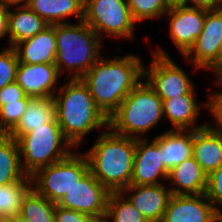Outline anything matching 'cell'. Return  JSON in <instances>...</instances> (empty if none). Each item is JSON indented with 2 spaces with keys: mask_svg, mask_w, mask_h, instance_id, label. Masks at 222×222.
Segmentation results:
<instances>
[{
  "mask_svg": "<svg viewBox=\"0 0 222 222\" xmlns=\"http://www.w3.org/2000/svg\"><path fill=\"white\" fill-rule=\"evenodd\" d=\"M0 4L9 8L25 6L27 4V0H0Z\"/></svg>",
  "mask_w": 222,
  "mask_h": 222,
  "instance_id": "cell-38",
  "label": "cell"
},
{
  "mask_svg": "<svg viewBox=\"0 0 222 222\" xmlns=\"http://www.w3.org/2000/svg\"><path fill=\"white\" fill-rule=\"evenodd\" d=\"M10 222H29L28 219L24 218L21 215H17L16 217H14Z\"/></svg>",
  "mask_w": 222,
  "mask_h": 222,
  "instance_id": "cell-41",
  "label": "cell"
},
{
  "mask_svg": "<svg viewBox=\"0 0 222 222\" xmlns=\"http://www.w3.org/2000/svg\"><path fill=\"white\" fill-rule=\"evenodd\" d=\"M30 98L7 103L0 107V134H8L21 119Z\"/></svg>",
  "mask_w": 222,
  "mask_h": 222,
  "instance_id": "cell-30",
  "label": "cell"
},
{
  "mask_svg": "<svg viewBox=\"0 0 222 222\" xmlns=\"http://www.w3.org/2000/svg\"><path fill=\"white\" fill-rule=\"evenodd\" d=\"M165 184L132 185L121 193L144 216L148 222H161L170 197L171 190Z\"/></svg>",
  "mask_w": 222,
  "mask_h": 222,
  "instance_id": "cell-15",
  "label": "cell"
},
{
  "mask_svg": "<svg viewBox=\"0 0 222 222\" xmlns=\"http://www.w3.org/2000/svg\"><path fill=\"white\" fill-rule=\"evenodd\" d=\"M93 222H107L105 219H95Z\"/></svg>",
  "mask_w": 222,
  "mask_h": 222,
  "instance_id": "cell-43",
  "label": "cell"
},
{
  "mask_svg": "<svg viewBox=\"0 0 222 222\" xmlns=\"http://www.w3.org/2000/svg\"><path fill=\"white\" fill-rule=\"evenodd\" d=\"M61 78L55 64L19 62L15 81L29 97H53L60 88Z\"/></svg>",
  "mask_w": 222,
  "mask_h": 222,
  "instance_id": "cell-14",
  "label": "cell"
},
{
  "mask_svg": "<svg viewBox=\"0 0 222 222\" xmlns=\"http://www.w3.org/2000/svg\"><path fill=\"white\" fill-rule=\"evenodd\" d=\"M187 0H167L170 7L178 5H186Z\"/></svg>",
  "mask_w": 222,
  "mask_h": 222,
  "instance_id": "cell-40",
  "label": "cell"
},
{
  "mask_svg": "<svg viewBox=\"0 0 222 222\" xmlns=\"http://www.w3.org/2000/svg\"><path fill=\"white\" fill-rule=\"evenodd\" d=\"M32 189L29 176L19 182L0 185V222H10L21 214L24 199Z\"/></svg>",
  "mask_w": 222,
  "mask_h": 222,
  "instance_id": "cell-25",
  "label": "cell"
},
{
  "mask_svg": "<svg viewBox=\"0 0 222 222\" xmlns=\"http://www.w3.org/2000/svg\"><path fill=\"white\" fill-rule=\"evenodd\" d=\"M219 12H220V14L222 15V2L220 3V5L218 6V9H217Z\"/></svg>",
  "mask_w": 222,
  "mask_h": 222,
  "instance_id": "cell-42",
  "label": "cell"
},
{
  "mask_svg": "<svg viewBox=\"0 0 222 222\" xmlns=\"http://www.w3.org/2000/svg\"><path fill=\"white\" fill-rule=\"evenodd\" d=\"M205 195L219 216H222V165L207 176Z\"/></svg>",
  "mask_w": 222,
  "mask_h": 222,
  "instance_id": "cell-33",
  "label": "cell"
},
{
  "mask_svg": "<svg viewBox=\"0 0 222 222\" xmlns=\"http://www.w3.org/2000/svg\"><path fill=\"white\" fill-rule=\"evenodd\" d=\"M197 95L184 94L162 99L163 117L172 126L169 129L196 130L206 125V122L198 124L202 107L206 109V102L199 103Z\"/></svg>",
  "mask_w": 222,
  "mask_h": 222,
  "instance_id": "cell-17",
  "label": "cell"
},
{
  "mask_svg": "<svg viewBox=\"0 0 222 222\" xmlns=\"http://www.w3.org/2000/svg\"><path fill=\"white\" fill-rule=\"evenodd\" d=\"M26 5L49 25L71 23L72 16L77 22L84 18V0H27Z\"/></svg>",
  "mask_w": 222,
  "mask_h": 222,
  "instance_id": "cell-21",
  "label": "cell"
},
{
  "mask_svg": "<svg viewBox=\"0 0 222 222\" xmlns=\"http://www.w3.org/2000/svg\"><path fill=\"white\" fill-rule=\"evenodd\" d=\"M19 61L13 47L0 50V89L15 82Z\"/></svg>",
  "mask_w": 222,
  "mask_h": 222,
  "instance_id": "cell-31",
  "label": "cell"
},
{
  "mask_svg": "<svg viewBox=\"0 0 222 222\" xmlns=\"http://www.w3.org/2000/svg\"><path fill=\"white\" fill-rule=\"evenodd\" d=\"M56 203L40 195L34 188L26 195L21 216L29 222H54Z\"/></svg>",
  "mask_w": 222,
  "mask_h": 222,
  "instance_id": "cell-28",
  "label": "cell"
},
{
  "mask_svg": "<svg viewBox=\"0 0 222 222\" xmlns=\"http://www.w3.org/2000/svg\"><path fill=\"white\" fill-rule=\"evenodd\" d=\"M9 11V7L0 4V40L8 38Z\"/></svg>",
  "mask_w": 222,
  "mask_h": 222,
  "instance_id": "cell-37",
  "label": "cell"
},
{
  "mask_svg": "<svg viewBox=\"0 0 222 222\" xmlns=\"http://www.w3.org/2000/svg\"><path fill=\"white\" fill-rule=\"evenodd\" d=\"M83 21L103 41L112 37L131 42L136 39L137 23L131 16L128 0H84Z\"/></svg>",
  "mask_w": 222,
  "mask_h": 222,
  "instance_id": "cell-7",
  "label": "cell"
},
{
  "mask_svg": "<svg viewBox=\"0 0 222 222\" xmlns=\"http://www.w3.org/2000/svg\"><path fill=\"white\" fill-rule=\"evenodd\" d=\"M207 12L204 9L178 5L170 7L165 13L164 18L168 22L169 39H172L171 41L180 52V56L183 57L190 50L201 34Z\"/></svg>",
  "mask_w": 222,
  "mask_h": 222,
  "instance_id": "cell-12",
  "label": "cell"
},
{
  "mask_svg": "<svg viewBox=\"0 0 222 222\" xmlns=\"http://www.w3.org/2000/svg\"><path fill=\"white\" fill-rule=\"evenodd\" d=\"M212 75H215L214 79L217 82H222V63L221 65L212 73Z\"/></svg>",
  "mask_w": 222,
  "mask_h": 222,
  "instance_id": "cell-39",
  "label": "cell"
},
{
  "mask_svg": "<svg viewBox=\"0 0 222 222\" xmlns=\"http://www.w3.org/2000/svg\"><path fill=\"white\" fill-rule=\"evenodd\" d=\"M107 222H148L121 192H111L104 218Z\"/></svg>",
  "mask_w": 222,
  "mask_h": 222,
  "instance_id": "cell-27",
  "label": "cell"
},
{
  "mask_svg": "<svg viewBox=\"0 0 222 222\" xmlns=\"http://www.w3.org/2000/svg\"><path fill=\"white\" fill-rule=\"evenodd\" d=\"M151 140V141H150ZM161 138L136 139V151L130 184L156 185L167 181L169 171L161 161Z\"/></svg>",
  "mask_w": 222,
  "mask_h": 222,
  "instance_id": "cell-13",
  "label": "cell"
},
{
  "mask_svg": "<svg viewBox=\"0 0 222 222\" xmlns=\"http://www.w3.org/2000/svg\"><path fill=\"white\" fill-rule=\"evenodd\" d=\"M53 97L57 122L75 149L82 147L89 133L108 127V118L97 107L81 78H68Z\"/></svg>",
  "mask_w": 222,
  "mask_h": 222,
  "instance_id": "cell-2",
  "label": "cell"
},
{
  "mask_svg": "<svg viewBox=\"0 0 222 222\" xmlns=\"http://www.w3.org/2000/svg\"><path fill=\"white\" fill-rule=\"evenodd\" d=\"M163 118L161 97L142 79L108 118V127L119 135L147 138Z\"/></svg>",
  "mask_w": 222,
  "mask_h": 222,
  "instance_id": "cell-5",
  "label": "cell"
},
{
  "mask_svg": "<svg viewBox=\"0 0 222 222\" xmlns=\"http://www.w3.org/2000/svg\"><path fill=\"white\" fill-rule=\"evenodd\" d=\"M18 61L27 64H55L56 36L55 24L47 26L35 36L17 43L13 47Z\"/></svg>",
  "mask_w": 222,
  "mask_h": 222,
  "instance_id": "cell-18",
  "label": "cell"
},
{
  "mask_svg": "<svg viewBox=\"0 0 222 222\" xmlns=\"http://www.w3.org/2000/svg\"><path fill=\"white\" fill-rule=\"evenodd\" d=\"M16 141L22 170L29 177L39 169L63 160L75 149L64 137L56 117Z\"/></svg>",
  "mask_w": 222,
  "mask_h": 222,
  "instance_id": "cell-6",
  "label": "cell"
},
{
  "mask_svg": "<svg viewBox=\"0 0 222 222\" xmlns=\"http://www.w3.org/2000/svg\"><path fill=\"white\" fill-rule=\"evenodd\" d=\"M193 157L208 176L222 165V134L207 125L193 130Z\"/></svg>",
  "mask_w": 222,
  "mask_h": 222,
  "instance_id": "cell-20",
  "label": "cell"
},
{
  "mask_svg": "<svg viewBox=\"0 0 222 222\" xmlns=\"http://www.w3.org/2000/svg\"><path fill=\"white\" fill-rule=\"evenodd\" d=\"M128 5L137 24L148 20H161L170 8L167 0H128Z\"/></svg>",
  "mask_w": 222,
  "mask_h": 222,
  "instance_id": "cell-29",
  "label": "cell"
},
{
  "mask_svg": "<svg viewBox=\"0 0 222 222\" xmlns=\"http://www.w3.org/2000/svg\"><path fill=\"white\" fill-rule=\"evenodd\" d=\"M161 48L153 49L149 66L144 63L143 79L161 99L196 94V83H193L188 72L171 58L166 49Z\"/></svg>",
  "mask_w": 222,
  "mask_h": 222,
  "instance_id": "cell-8",
  "label": "cell"
},
{
  "mask_svg": "<svg viewBox=\"0 0 222 222\" xmlns=\"http://www.w3.org/2000/svg\"><path fill=\"white\" fill-rule=\"evenodd\" d=\"M158 136L161 138V161L168 171L193 156V130L167 129Z\"/></svg>",
  "mask_w": 222,
  "mask_h": 222,
  "instance_id": "cell-22",
  "label": "cell"
},
{
  "mask_svg": "<svg viewBox=\"0 0 222 222\" xmlns=\"http://www.w3.org/2000/svg\"><path fill=\"white\" fill-rule=\"evenodd\" d=\"M220 3L219 0H187L186 6L213 11L218 9Z\"/></svg>",
  "mask_w": 222,
  "mask_h": 222,
  "instance_id": "cell-36",
  "label": "cell"
},
{
  "mask_svg": "<svg viewBox=\"0 0 222 222\" xmlns=\"http://www.w3.org/2000/svg\"><path fill=\"white\" fill-rule=\"evenodd\" d=\"M219 215L205 195H174L161 222H214Z\"/></svg>",
  "mask_w": 222,
  "mask_h": 222,
  "instance_id": "cell-16",
  "label": "cell"
},
{
  "mask_svg": "<svg viewBox=\"0 0 222 222\" xmlns=\"http://www.w3.org/2000/svg\"><path fill=\"white\" fill-rule=\"evenodd\" d=\"M110 192L88 170L57 203L58 206L104 219Z\"/></svg>",
  "mask_w": 222,
  "mask_h": 222,
  "instance_id": "cell-11",
  "label": "cell"
},
{
  "mask_svg": "<svg viewBox=\"0 0 222 222\" xmlns=\"http://www.w3.org/2000/svg\"><path fill=\"white\" fill-rule=\"evenodd\" d=\"M167 182L174 195H200L205 193L207 175L192 156L169 171Z\"/></svg>",
  "mask_w": 222,
  "mask_h": 222,
  "instance_id": "cell-19",
  "label": "cell"
},
{
  "mask_svg": "<svg viewBox=\"0 0 222 222\" xmlns=\"http://www.w3.org/2000/svg\"><path fill=\"white\" fill-rule=\"evenodd\" d=\"M85 152L89 170L111 193L130 185L136 151V139L119 135L109 127L102 130Z\"/></svg>",
  "mask_w": 222,
  "mask_h": 222,
  "instance_id": "cell-3",
  "label": "cell"
},
{
  "mask_svg": "<svg viewBox=\"0 0 222 222\" xmlns=\"http://www.w3.org/2000/svg\"><path fill=\"white\" fill-rule=\"evenodd\" d=\"M26 176L17 141L8 134H0V185L19 182Z\"/></svg>",
  "mask_w": 222,
  "mask_h": 222,
  "instance_id": "cell-26",
  "label": "cell"
},
{
  "mask_svg": "<svg viewBox=\"0 0 222 222\" xmlns=\"http://www.w3.org/2000/svg\"><path fill=\"white\" fill-rule=\"evenodd\" d=\"M22 98H31L26 95L23 88L15 81L0 89V107L12 102H17Z\"/></svg>",
  "mask_w": 222,
  "mask_h": 222,
  "instance_id": "cell-35",
  "label": "cell"
},
{
  "mask_svg": "<svg viewBox=\"0 0 222 222\" xmlns=\"http://www.w3.org/2000/svg\"><path fill=\"white\" fill-rule=\"evenodd\" d=\"M49 24L27 5L11 7L8 20V47L42 32Z\"/></svg>",
  "mask_w": 222,
  "mask_h": 222,
  "instance_id": "cell-23",
  "label": "cell"
},
{
  "mask_svg": "<svg viewBox=\"0 0 222 222\" xmlns=\"http://www.w3.org/2000/svg\"><path fill=\"white\" fill-rule=\"evenodd\" d=\"M217 86V89H222V82L215 81L214 86ZM206 109L207 115L209 113L210 116L214 119V124L211 125L209 122H206V125L213 131L222 134V90H219L210 94L208 93L206 98ZM214 126V127H213ZM216 126V127H215Z\"/></svg>",
  "mask_w": 222,
  "mask_h": 222,
  "instance_id": "cell-32",
  "label": "cell"
},
{
  "mask_svg": "<svg viewBox=\"0 0 222 222\" xmlns=\"http://www.w3.org/2000/svg\"><path fill=\"white\" fill-rule=\"evenodd\" d=\"M136 54L111 59L104 53L81 78L97 107L109 118L123 99L143 79L145 60Z\"/></svg>",
  "mask_w": 222,
  "mask_h": 222,
  "instance_id": "cell-1",
  "label": "cell"
},
{
  "mask_svg": "<svg viewBox=\"0 0 222 222\" xmlns=\"http://www.w3.org/2000/svg\"><path fill=\"white\" fill-rule=\"evenodd\" d=\"M55 118L54 97H35L27 102L26 109L16 126L8 133L15 140Z\"/></svg>",
  "mask_w": 222,
  "mask_h": 222,
  "instance_id": "cell-24",
  "label": "cell"
},
{
  "mask_svg": "<svg viewBox=\"0 0 222 222\" xmlns=\"http://www.w3.org/2000/svg\"><path fill=\"white\" fill-rule=\"evenodd\" d=\"M88 170L86 155L75 149L63 160L39 169L31 176L32 185L40 195L57 204Z\"/></svg>",
  "mask_w": 222,
  "mask_h": 222,
  "instance_id": "cell-9",
  "label": "cell"
},
{
  "mask_svg": "<svg viewBox=\"0 0 222 222\" xmlns=\"http://www.w3.org/2000/svg\"><path fill=\"white\" fill-rule=\"evenodd\" d=\"M55 36V65L62 77L82 78L103 55L104 41L83 20L55 24Z\"/></svg>",
  "mask_w": 222,
  "mask_h": 222,
  "instance_id": "cell-4",
  "label": "cell"
},
{
  "mask_svg": "<svg viewBox=\"0 0 222 222\" xmlns=\"http://www.w3.org/2000/svg\"><path fill=\"white\" fill-rule=\"evenodd\" d=\"M214 222H222V216H219Z\"/></svg>",
  "mask_w": 222,
  "mask_h": 222,
  "instance_id": "cell-44",
  "label": "cell"
},
{
  "mask_svg": "<svg viewBox=\"0 0 222 222\" xmlns=\"http://www.w3.org/2000/svg\"><path fill=\"white\" fill-rule=\"evenodd\" d=\"M95 219L85 213L65 209L56 204L54 222H93Z\"/></svg>",
  "mask_w": 222,
  "mask_h": 222,
  "instance_id": "cell-34",
  "label": "cell"
},
{
  "mask_svg": "<svg viewBox=\"0 0 222 222\" xmlns=\"http://www.w3.org/2000/svg\"><path fill=\"white\" fill-rule=\"evenodd\" d=\"M195 70L207 69L213 73L222 63V15L218 10L208 11L201 34L183 56Z\"/></svg>",
  "mask_w": 222,
  "mask_h": 222,
  "instance_id": "cell-10",
  "label": "cell"
}]
</instances>
